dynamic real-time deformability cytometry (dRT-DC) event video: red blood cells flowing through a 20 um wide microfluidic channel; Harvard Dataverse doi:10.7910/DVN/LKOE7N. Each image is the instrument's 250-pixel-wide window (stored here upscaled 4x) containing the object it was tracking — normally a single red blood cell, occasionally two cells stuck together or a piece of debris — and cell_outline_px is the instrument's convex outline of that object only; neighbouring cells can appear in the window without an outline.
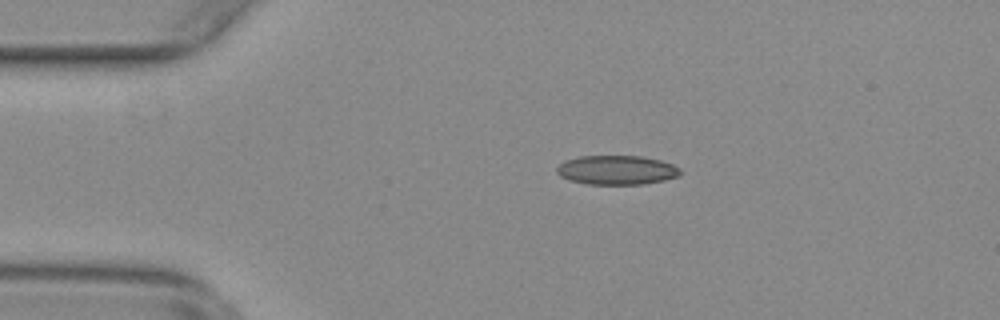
{"species": "common noctule bat (a hibernating species)", "species_latin": "Nyctalus noctula", "temperature_condition": "warm", "stored_images_in_passage": 45, "camera_frame_rate_fps": 3000, "um_per_image_px": 0.085, "animal": {"sex": "female", "body_mass_g": 29.2, "forearm_length_mm": 56.3}, "frame": {"image": 1, "passage_image": 2, "time_ms": 0.333, "image_size_px": [1000, 320], "cell_outline_px": [[680, 176], [664, 180], [640, 184], [588, 184], [568, 180], [560, 176], [556, 172], [556, 168], [564, 160], [580, 156], [640, 156], [660, 160], [672, 164], [680, 168]], "centroid_in_image_um": [52.4, 14.45], "position_along_channel_um": 32.6, "area_um2": 21.04}}
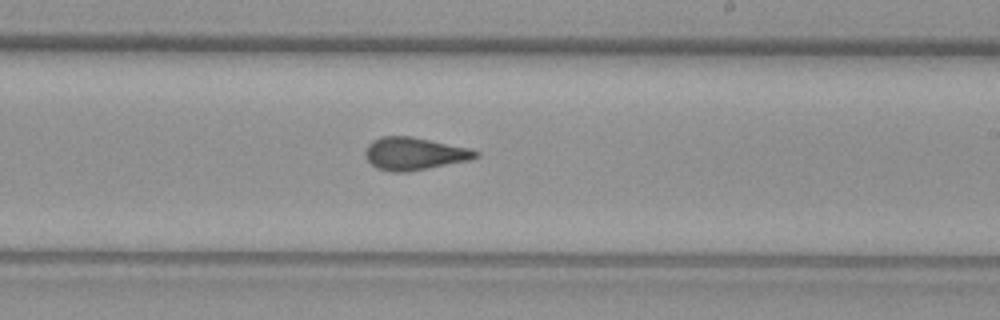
{"frame": {"image": 2, "passage_image": 23, "time_ms": 7.333, "image_size_px": [1000, 320], "cell_outline_px": [[480, 156], [468, 160], [408, 172], [392, 172], [376, 168], [364, 156], [364, 152], [368, 144], [372, 140], [380, 136], [412, 136], [468, 148], [480, 152]], "centroid_in_image_um": [35.18, 13.06], "position_along_channel_um": 253.8, "area_um2": 20.98}}
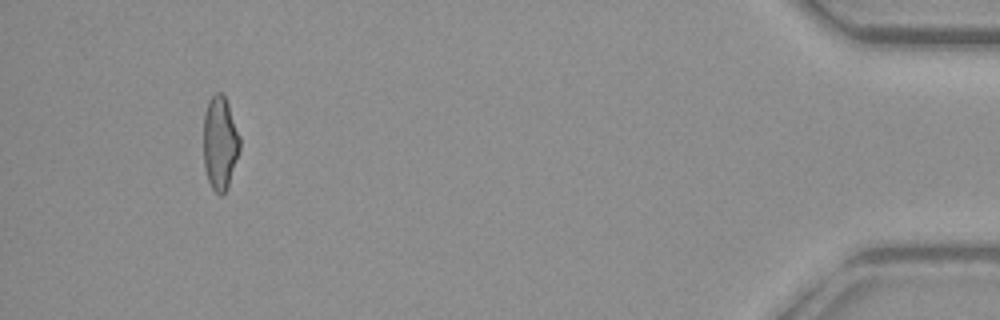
{"frame": {"image": 3, "passage_image": 42, "time_ms": 13.667, "image_size_px": [1000, 320], "cell_outline_px": [[240, 148], [228, 188], [224, 196], [220, 196], [212, 188], [208, 180], [204, 168], [204, 116], [208, 100], [216, 92], [220, 92], [224, 96], [228, 104], [240, 136]], "centroid_in_image_um": [18.7, 12.19], "position_along_channel_um": 416.5, "area_um2": 19.88}, "authors_computed_cell_mechanics": {"area_um2": 20.808, "velocity_mm_per_s": 3.7821, "shape_relaxation_time_tau1_ms": null, "shape_relaxation_time_tau2_ms": 1.5167, "deformation_change_tau1": null, "deformation_change_tau2": 0.0881}}